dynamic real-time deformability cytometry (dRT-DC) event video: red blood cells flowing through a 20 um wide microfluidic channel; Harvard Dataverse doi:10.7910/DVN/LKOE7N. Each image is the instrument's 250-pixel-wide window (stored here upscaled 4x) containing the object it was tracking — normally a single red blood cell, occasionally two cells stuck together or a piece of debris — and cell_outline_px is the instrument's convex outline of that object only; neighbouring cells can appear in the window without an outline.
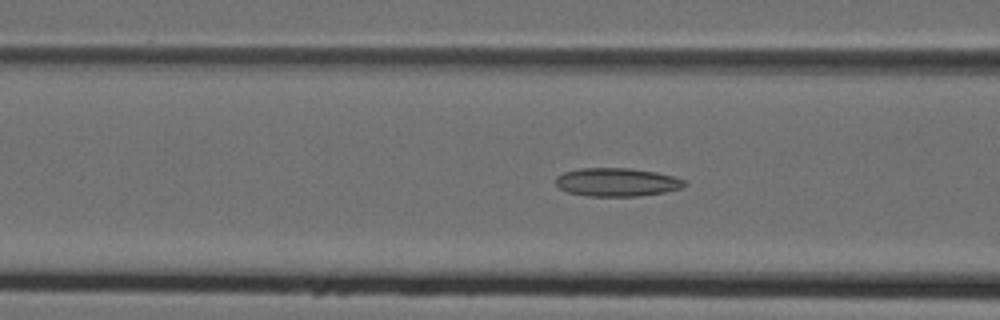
{"species": "Egyptian fruit bat (a non-hibernating species)", "species_latin": "Rousettus aegyptiacus", "temperature_condition": "cold", "stored_images_in_passage": 32, "camera_frame_rate_fps": 3000, "um_per_image_px": 0.085, "animal": {"sex": "female"}, "frame": {"image": 1, "passage_image": 11, "time_ms": 3.333, "image_size_px": [1000, 320], "cell_outline_px": [[684, 184], [680, 188], [664, 192], [640, 196], [588, 196], [568, 192], [560, 188], [556, 184], [556, 176], [564, 172], [580, 168], [632, 168], [656, 172], [672, 176], [684, 180]], "centroid_in_image_um": [52.4, 15.48], "position_along_channel_um": 114.2, "area_um2": 21.15}}
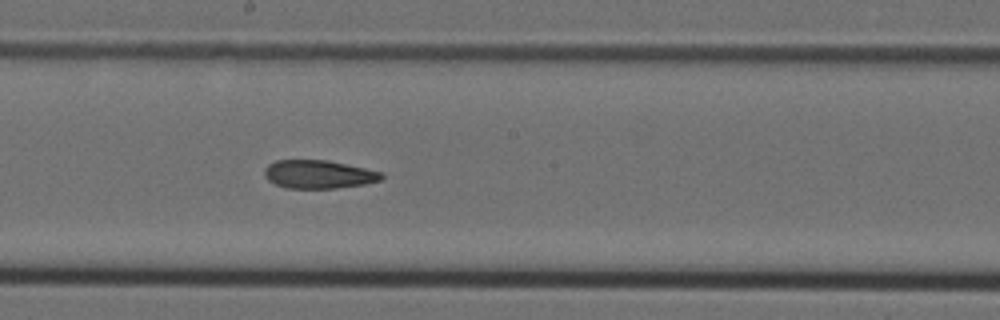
{"frame": {"image": 2, "passage_image": 19, "time_ms": 6.0, "image_size_px": [1000, 320], "cell_outline_px": [[384, 176], [380, 180], [364, 184], [336, 188], [288, 188], [276, 184], [268, 180], [264, 176], [264, 168], [268, 164], [276, 160], [328, 160], [384, 172]], "centroid_in_image_um": [27.08, 14.81], "position_along_channel_um": 221.1, "area_um2": 19.36}}
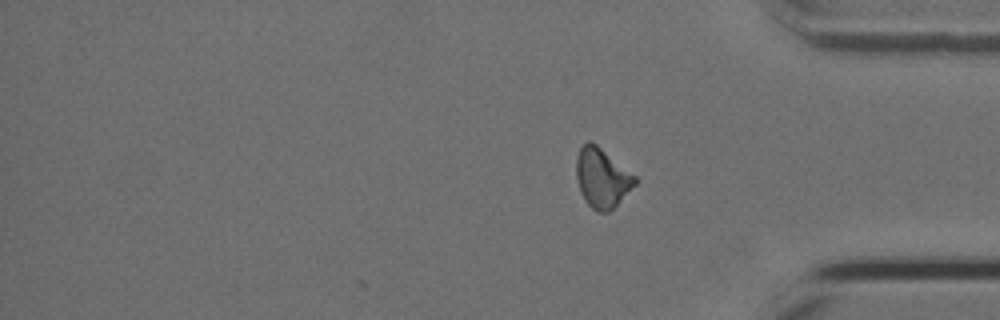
{"frame": {"image": 3, "passage_image": 32, "time_ms": 10.333, "image_size_px": [1000, 320], "cell_outline_px": [[636, 184], [608, 212], [596, 212], [588, 204], [580, 192], [576, 176], [576, 156], [580, 148], [588, 140], [596, 144], [636, 176]], "centroid_in_image_um": [51.15, 15.11], "position_along_channel_um": 384.1, "area_um2": 20.06}, "authors_computed_cell_mechanics": {"area_um2": 20.1433, "velocity_mm_per_s": 4.0028, "shape_relaxation_time_tau1_ms": null, "shape_relaxation_time_tau2_ms": 4.0259, "deformation_change_tau1": null, "deformation_change_tau2": 0.1192}}